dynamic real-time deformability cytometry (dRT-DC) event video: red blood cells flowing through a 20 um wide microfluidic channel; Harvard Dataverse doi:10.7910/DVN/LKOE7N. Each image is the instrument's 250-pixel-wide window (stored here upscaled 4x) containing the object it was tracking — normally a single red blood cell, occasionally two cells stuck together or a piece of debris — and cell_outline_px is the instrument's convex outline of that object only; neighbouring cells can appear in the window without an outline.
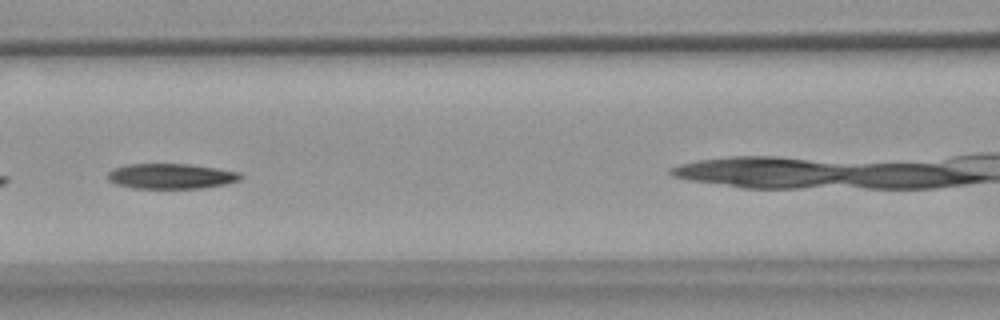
{"species": "common noctule bat (a hibernating species)", "species_latin": "Nyctalus noctula", "temperature_condition": "warm", "stored_images_in_passage": 27, "camera_frame_rate_fps": 3000, "um_per_image_px": 0.085, "animal": {"sex": "female", "body_mass_g": 18.4}, "frame": {"image": 1, "passage_image": 8, "time_ms": 2.333, "image_size_px": [1000, 320], "cell_outline_px": [[244, 176], [240, 180], [224, 184], [204, 188], [132, 188], [116, 184], [108, 180], [108, 172], [116, 168], [128, 164], [188, 164], [216, 168], [240, 172]], "centroid_in_image_um": [14.57, 14.98], "position_along_channel_um": 152.0, "area_um2": 19.48}, "authors_computed_cell_mechanics": {"area_um2": 19.9988, "velocity_mm_per_s": 3.6604, "shape_relaxation_time_tau1_ms": 7.2416, "shape_relaxation_time_tau2_ms": null, "deformation_change_tau1": 0.1681, "deformation_change_tau2": null}}